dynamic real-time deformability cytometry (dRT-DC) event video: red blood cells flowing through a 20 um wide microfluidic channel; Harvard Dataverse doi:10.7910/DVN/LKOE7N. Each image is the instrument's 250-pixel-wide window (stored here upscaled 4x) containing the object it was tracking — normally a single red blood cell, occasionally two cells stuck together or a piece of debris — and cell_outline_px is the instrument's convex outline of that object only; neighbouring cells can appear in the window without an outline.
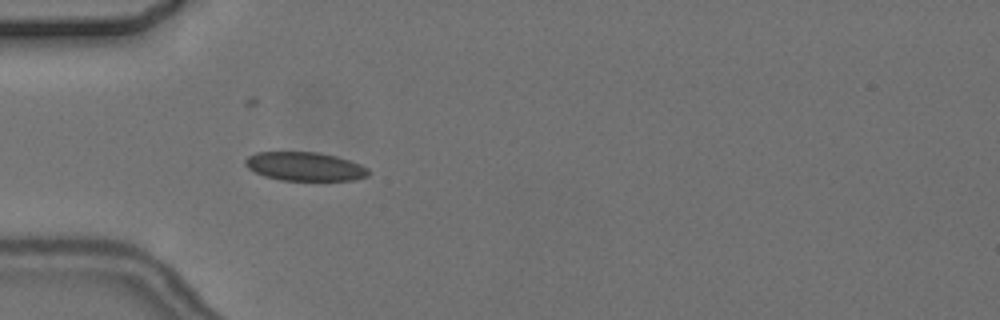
{"species": "common noctule bat (a hibernating species)", "species_latin": "Nyctalus noctula", "temperature_condition": "cold", "stored_images_in_passage": 4, "camera_frame_rate_fps": 3000, "um_per_image_px": 0.085, "animal": {"sex": "female", "body_mass_g": 24.6, "forearm_length_mm": 56.2}, "frame": {"image": 1, "passage_image": 4, "time_ms": 4.333, "image_size_px": [1000, 320], "cell_outline_px": [[372, 172], [368, 176], [356, 180], [280, 180], [264, 176], [248, 168], [244, 164], [244, 160], [248, 156], [256, 152], [320, 152], [336, 156], [360, 164], [368, 168]], "centroid_in_image_um": [25.93, 14.15], "position_along_channel_um": 59.1, "area_um2": 20.75}}